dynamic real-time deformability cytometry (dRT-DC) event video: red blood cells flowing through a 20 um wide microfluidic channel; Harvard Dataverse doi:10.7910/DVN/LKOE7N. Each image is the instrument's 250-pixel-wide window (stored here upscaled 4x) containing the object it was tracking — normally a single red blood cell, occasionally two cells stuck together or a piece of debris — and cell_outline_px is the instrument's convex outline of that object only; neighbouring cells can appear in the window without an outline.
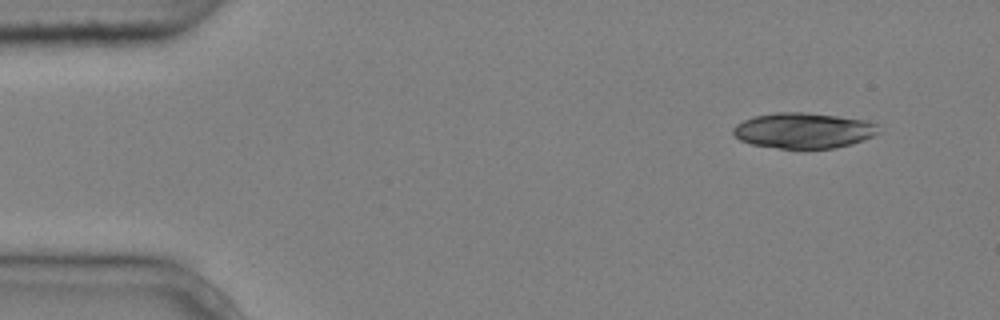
{"species": "common noctule bat (a hibernating species)", "species_latin": "Nyctalus noctula", "temperature_condition": "cold", "stored_images_in_passage": 3, "camera_frame_rate_fps": 3000, "um_per_image_px": 0.085, "animal": {"sex": "male", "body_mass_g": 20.4}, "frame": {"image": 1, "passage_image": 1, "time_ms": 0.0, "image_size_px": [1000, 320], "cell_outline_px": [[880, 132], [872, 136], [852, 144], [836, 148], [780, 148], [752, 144], [740, 140], [732, 132], [732, 128], [736, 124], [752, 116], [776, 112], [804, 112], [868, 120], [876, 124]], "centroid_in_image_um": [68.29, 11.08], "position_along_channel_um": 16.7, "area_um2": 30.11}}